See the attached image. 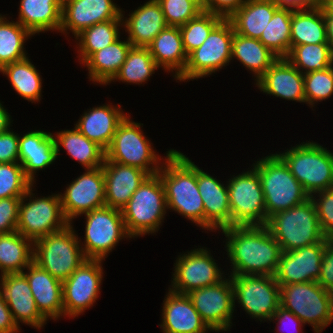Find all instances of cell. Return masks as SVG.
<instances>
[{"instance_id": "cell-1", "label": "cell", "mask_w": 333, "mask_h": 333, "mask_svg": "<svg viewBox=\"0 0 333 333\" xmlns=\"http://www.w3.org/2000/svg\"><path fill=\"white\" fill-rule=\"evenodd\" d=\"M222 233L227 238L230 275L276 274L282 250L266 225L231 226Z\"/></svg>"}, {"instance_id": "cell-2", "label": "cell", "mask_w": 333, "mask_h": 333, "mask_svg": "<svg viewBox=\"0 0 333 333\" xmlns=\"http://www.w3.org/2000/svg\"><path fill=\"white\" fill-rule=\"evenodd\" d=\"M165 189L167 209L204 230V204L197 186V165L184 153L170 149L157 173Z\"/></svg>"}, {"instance_id": "cell-3", "label": "cell", "mask_w": 333, "mask_h": 333, "mask_svg": "<svg viewBox=\"0 0 333 333\" xmlns=\"http://www.w3.org/2000/svg\"><path fill=\"white\" fill-rule=\"evenodd\" d=\"M253 168L258 172L261 180L265 198L266 224L274 214L286 211L310 198L277 153L255 161Z\"/></svg>"}, {"instance_id": "cell-4", "label": "cell", "mask_w": 333, "mask_h": 333, "mask_svg": "<svg viewBox=\"0 0 333 333\" xmlns=\"http://www.w3.org/2000/svg\"><path fill=\"white\" fill-rule=\"evenodd\" d=\"M166 211L165 189L158 174L149 175L121 209L131 238L158 232Z\"/></svg>"}, {"instance_id": "cell-5", "label": "cell", "mask_w": 333, "mask_h": 333, "mask_svg": "<svg viewBox=\"0 0 333 333\" xmlns=\"http://www.w3.org/2000/svg\"><path fill=\"white\" fill-rule=\"evenodd\" d=\"M266 226L284 252L317 244L326 238L321 231L311 197L297 206L274 214Z\"/></svg>"}, {"instance_id": "cell-6", "label": "cell", "mask_w": 333, "mask_h": 333, "mask_svg": "<svg viewBox=\"0 0 333 333\" xmlns=\"http://www.w3.org/2000/svg\"><path fill=\"white\" fill-rule=\"evenodd\" d=\"M311 197L333 188V153L317 142H303L277 153Z\"/></svg>"}, {"instance_id": "cell-7", "label": "cell", "mask_w": 333, "mask_h": 333, "mask_svg": "<svg viewBox=\"0 0 333 333\" xmlns=\"http://www.w3.org/2000/svg\"><path fill=\"white\" fill-rule=\"evenodd\" d=\"M73 225L33 242V262L65 281L86 260Z\"/></svg>"}, {"instance_id": "cell-8", "label": "cell", "mask_w": 333, "mask_h": 333, "mask_svg": "<svg viewBox=\"0 0 333 333\" xmlns=\"http://www.w3.org/2000/svg\"><path fill=\"white\" fill-rule=\"evenodd\" d=\"M280 306L296 315L304 324L321 333L333 321V303L329 291L318 282L280 286Z\"/></svg>"}, {"instance_id": "cell-9", "label": "cell", "mask_w": 333, "mask_h": 333, "mask_svg": "<svg viewBox=\"0 0 333 333\" xmlns=\"http://www.w3.org/2000/svg\"><path fill=\"white\" fill-rule=\"evenodd\" d=\"M32 187H34L33 184L28 188L19 203L16 230L25 238L34 242L45 235L66 228L70 222L64 216L59 194L55 193L51 196L36 198L32 193Z\"/></svg>"}, {"instance_id": "cell-10", "label": "cell", "mask_w": 333, "mask_h": 333, "mask_svg": "<svg viewBox=\"0 0 333 333\" xmlns=\"http://www.w3.org/2000/svg\"><path fill=\"white\" fill-rule=\"evenodd\" d=\"M130 118L127 115L118 126L106 150L105 161L135 166L149 175H155L160 170L162 166L160 161L163 159L159 158L153 150L152 143L141 131V124L133 122Z\"/></svg>"}, {"instance_id": "cell-11", "label": "cell", "mask_w": 333, "mask_h": 333, "mask_svg": "<svg viewBox=\"0 0 333 333\" xmlns=\"http://www.w3.org/2000/svg\"><path fill=\"white\" fill-rule=\"evenodd\" d=\"M84 243L80 245L86 259L105 260L123 238H131L119 209L103 206L84 213Z\"/></svg>"}, {"instance_id": "cell-12", "label": "cell", "mask_w": 333, "mask_h": 333, "mask_svg": "<svg viewBox=\"0 0 333 333\" xmlns=\"http://www.w3.org/2000/svg\"><path fill=\"white\" fill-rule=\"evenodd\" d=\"M234 29L228 19H223L209 34L203 44L188 54L184 72L176 79L194 80L215 74L229 65ZM228 63V64H227Z\"/></svg>"}, {"instance_id": "cell-13", "label": "cell", "mask_w": 333, "mask_h": 333, "mask_svg": "<svg viewBox=\"0 0 333 333\" xmlns=\"http://www.w3.org/2000/svg\"><path fill=\"white\" fill-rule=\"evenodd\" d=\"M227 181L231 226L266 225L265 198L258 172L253 168Z\"/></svg>"}, {"instance_id": "cell-14", "label": "cell", "mask_w": 333, "mask_h": 333, "mask_svg": "<svg viewBox=\"0 0 333 333\" xmlns=\"http://www.w3.org/2000/svg\"><path fill=\"white\" fill-rule=\"evenodd\" d=\"M234 301L252 319L269 321L280 306V286L274 276L230 275Z\"/></svg>"}, {"instance_id": "cell-15", "label": "cell", "mask_w": 333, "mask_h": 333, "mask_svg": "<svg viewBox=\"0 0 333 333\" xmlns=\"http://www.w3.org/2000/svg\"><path fill=\"white\" fill-rule=\"evenodd\" d=\"M204 248L193 249L178 256L174 263L171 288L168 289L179 294H188L192 290L215 285L224 279L225 275L212 258L210 250Z\"/></svg>"}, {"instance_id": "cell-16", "label": "cell", "mask_w": 333, "mask_h": 333, "mask_svg": "<svg viewBox=\"0 0 333 333\" xmlns=\"http://www.w3.org/2000/svg\"><path fill=\"white\" fill-rule=\"evenodd\" d=\"M102 261L86 259L62 282L64 317L74 319L95 304L101 293Z\"/></svg>"}, {"instance_id": "cell-17", "label": "cell", "mask_w": 333, "mask_h": 333, "mask_svg": "<svg viewBox=\"0 0 333 333\" xmlns=\"http://www.w3.org/2000/svg\"><path fill=\"white\" fill-rule=\"evenodd\" d=\"M210 331H229L235 310L231 277L187 294Z\"/></svg>"}, {"instance_id": "cell-18", "label": "cell", "mask_w": 333, "mask_h": 333, "mask_svg": "<svg viewBox=\"0 0 333 333\" xmlns=\"http://www.w3.org/2000/svg\"><path fill=\"white\" fill-rule=\"evenodd\" d=\"M85 171L66 187L63 194H59L64 216L70 224L77 216L106 205L103 168Z\"/></svg>"}, {"instance_id": "cell-19", "label": "cell", "mask_w": 333, "mask_h": 333, "mask_svg": "<svg viewBox=\"0 0 333 333\" xmlns=\"http://www.w3.org/2000/svg\"><path fill=\"white\" fill-rule=\"evenodd\" d=\"M329 245L328 238L292 251H282L277 272L274 275L279 286L286 284L317 282L324 250Z\"/></svg>"}, {"instance_id": "cell-20", "label": "cell", "mask_w": 333, "mask_h": 333, "mask_svg": "<svg viewBox=\"0 0 333 333\" xmlns=\"http://www.w3.org/2000/svg\"><path fill=\"white\" fill-rule=\"evenodd\" d=\"M121 10L112 0H62L59 32L76 37L94 24L122 20Z\"/></svg>"}, {"instance_id": "cell-21", "label": "cell", "mask_w": 333, "mask_h": 333, "mask_svg": "<svg viewBox=\"0 0 333 333\" xmlns=\"http://www.w3.org/2000/svg\"><path fill=\"white\" fill-rule=\"evenodd\" d=\"M0 290L19 328L20 322L38 330L47 324L36 307L29 282L23 273L0 276Z\"/></svg>"}, {"instance_id": "cell-22", "label": "cell", "mask_w": 333, "mask_h": 333, "mask_svg": "<svg viewBox=\"0 0 333 333\" xmlns=\"http://www.w3.org/2000/svg\"><path fill=\"white\" fill-rule=\"evenodd\" d=\"M197 186L204 204V229L216 231L231 227L227 185L197 166Z\"/></svg>"}, {"instance_id": "cell-23", "label": "cell", "mask_w": 333, "mask_h": 333, "mask_svg": "<svg viewBox=\"0 0 333 333\" xmlns=\"http://www.w3.org/2000/svg\"><path fill=\"white\" fill-rule=\"evenodd\" d=\"M255 84L267 95L306 103L304 74L286 58H278Z\"/></svg>"}, {"instance_id": "cell-24", "label": "cell", "mask_w": 333, "mask_h": 333, "mask_svg": "<svg viewBox=\"0 0 333 333\" xmlns=\"http://www.w3.org/2000/svg\"><path fill=\"white\" fill-rule=\"evenodd\" d=\"M106 206L121 210L149 174L135 166L104 161Z\"/></svg>"}, {"instance_id": "cell-25", "label": "cell", "mask_w": 333, "mask_h": 333, "mask_svg": "<svg viewBox=\"0 0 333 333\" xmlns=\"http://www.w3.org/2000/svg\"><path fill=\"white\" fill-rule=\"evenodd\" d=\"M22 273L29 282L32 296L40 314L48 321L64 317L62 282L33 261Z\"/></svg>"}, {"instance_id": "cell-26", "label": "cell", "mask_w": 333, "mask_h": 333, "mask_svg": "<svg viewBox=\"0 0 333 333\" xmlns=\"http://www.w3.org/2000/svg\"><path fill=\"white\" fill-rule=\"evenodd\" d=\"M162 309L163 333H206L208 326L194 308L187 294H179L169 289Z\"/></svg>"}, {"instance_id": "cell-27", "label": "cell", "mask_w": 333, "mask_h": 333, "mask_svg": "<svg viewBox=\"0 0 333 333\" xmlns=\"http://www.w3.org/2000/svg\"><path fill=\"white\" fill-rule=\"evenodd\" d=\"M129 14V18L124 19L123 10H121L123 27L128 33L127 40L133 47H148L154 38L168 26L157 0L147 1Z\"/></svg>"}, {"instance_id": "cell-28", "label": "cell", "mask_w": 333, "mask_h": 333, "mask_svg": "<svg viewBox=\"0 0 333 333\" xmlns=\"http://www.w3.org/2000/svg\"><path fill=\"white\" fill-rule=\"evenodd\" d=\"M127 114L121 110V105L103 104L85 111L75 124V128L106 151Z\"/></svg>"}, {"instance_id": "cell-29", "label": "cell", "mask_w": 333, "mask_h": 333, "mask_svg": "<svg viewBox=\"0 0 333 333\" xmlns=\"http://www.w3.org/2000/svg\"><path fill=\"white\" fill-rule=\"evenodd\" d=\"M57 159L53 134L44 131H30L19 135V163L25 176L34 184L37 171L50 166Z\"/></svg>"}, {"instance_id": "cell-30", "label": "cell", "mask_w": 333, "mask_h": 333, "mask_svg": "<svg viewBox=\"0 0 333 333\" xmlns=\"http://www.w3.org/2000/svg\"><path fill=\"white\" fill-rule=\"evenodd\" d=\"M147 48L157 65L165 72H173L175 79L184 72L188 55L183 46L179 27L167 26Z\"/></svg>"}, {"instance_id": "cell-31", "label": "cell", "mask_w": 333, "mask_h": 333, "mask_svg": "<svg viewBox=\"0 0 333 333\" xmlns=\"http://www.w3.org/2000/svg\"><path fill=\"white\" fill-rule=\"evenodd\" d=\"M62 0H20L18 20L33 35L45 31H59Z\"/></svg>"}, {"instance_id": "cell-32", "label": "cell", "mask_w": 333, "mask_h": 333, "mask_svg": "<svg viewBox=\"0 0 333 333\" xmlns=\"http://www.w3.org/2000/svg\"><path fill=\"white\" fill-rule=\"evenodd\" d=\"M132 44L120 37L100 51L92 53L82 64L88 68L90 81L100 85H109V82L119 72L126 60Z\"/></svg>"}, {"instance_id": "cell-33", "label": "cell", "mask_w": 333, "mask_h": 333, "mask_svg": "<svg viewBox=\"0 0 333 333\" xmlns=\"http://www.w3.org/2000/svg\"><path fill=\"white\" fill-rule=\"evenodd\" d=\"M278 8V4L272 0H246L228 20L234 33L259 39Z\"/></svg>"}, {"instance_id": "cell-34", "label": "cell", "mask_w": 333, "mask_h": 333, "mask_svg": "<svg viewBox=\"0 0 333 333\" xmlns=\"http://www.w3.org/2000/svg\"><path fill=\"white\" fill-rule=\"evenodd\" d=\"M53 134L57 149V157L60 148L63 147L67 153L77 160L84 169L102 167L106 158V151L95 142L85 137L78 129L62 130Z\"/></svg>"}, {"instance_id": "cell-35", "label": "cell", "mask_w": 333, "mask_h": 333, "mask_svg": "<svg viewBox=\"0 0 333 333\" xmlns=\"http://www.w3.org/2000/svg\"><path fill=\"white\" fill-rule=\"evenodd\" d=\"M233 58L253 72L256 82L279 57L259 39L234 33L231 49V59Z\"/></svg>"}, {"instance_id": "cell-36", "label": "cell", "mask_w": 333, "mask_h": 333, "mask_svg": "<svg viewBox=\"0 0 333 333\" xmlns=\"http://www.w3.org/2000/svg\"><path fill=\"white\" fill-rule=\"evenodd\" d=\"M328 43L324 9L318 5L311 10H293L291 46Z\"/></svg>"}, {"instance_id": "cell-37", "label": "cell", "mask_w": 333, "mask_h": 333, "mask_svg": "<svg viewBox=\"0 0 333 333\" xmlns=\"http://www.w3.org/2000/svg\"><path fill=\"white\" fill-rule=\"evenodd\" d=\"M33 261V242L17 230L0 234V276L22 273Z\"/></svg>"}, {"instance_id": "cell-38", "label": "cell", "mask_w": 333, "mask_h": 333, "mask_svg": "<svg viewBox=\"0 0 333 333\" xmlns=\"http://www.w3.org/2000/svg\"><path fill=\"white\" fill-rule=\"evenodd\" d=\"M0 72L6 75L13 89L29 102H40L42 78L29 57L4 65Z\"/></svg>"}, {"instance_id": "cell-39", "label": "cell", "mask_w": 333, "mask_h": 333, "mask_svg": "<svg viewBox=\"0 0 333 333\" xmlns=\"http://www.w3.org/2000/svg\"><path fill=\"white\" fill-rule=\"evenodd\" d=\"M119 27H123L122 20H108L94 24L77 35L75 40L79 39L77 43L79 62L82 64L92 53L116 41L120 37Z\"/></svg>"}, {"instance_id": "cell-40", "label": "cell", "mask_w": 333, "mask_h": 333, "mask_svg": "<svg viewBox=\"0 0 333 333\" xmlns=\"http://www.w3.org/2000/svg\"><path fill=\"white\" fill-rule=\"evenodd\" d=\"M0 14V69L9 63L27 58L24 44L33 34L19 22Z\"/></svg>"}, {"instance_id": "cell-41", "label": "cell", "mask_w": 333, "mask_h": 333, "mask_svg": "<svg viewBox=\"0 0 333 333\" xmlns=\"http://www.w3.org/2000/svg\"><path fill=\"white\" fill-rule=\"evenodd\" d=\"M292 13V9L278 8L259 38L279 58H285L291 48Z\"/></svg>"}, {"instance_id": "cell-42", "label": "cell", "mask_w": 333, "mask_h": 333, "mask_svg": "<svg viewBox=\"0 0 333 333\" xmlns=\"http://www.w3.org/2000/svg\"><path fill=\"white\" fill-rule=\"evenodd\" d=\"M158 69L159 66L147 47L132 46L119 72L109 83L119 80L129 84L140 85L146 83L150 76L155 73V70Z\"/></svg>"}, {"instance_id": "cell-43", "label": "cell", "mask_w": 333, "mask_h": 333, "mask_svg": "<svg viewBox=\"0 0 333 333\" xmlns=\"http://www.w3.org/2000/svg\"><path fill=\"white\" fill-rule=\"evenodd\" d=\"M285 58L303 74L333 66V55L328 43L291 46Z\"/></svg>"}, {"instance_id": "cell-44", "label": "cell", "mask_w": 333, "mask_h": 333, "mask_svg": "<svg viewBox=\"0 0 333 333\" xmlns=\"http://www.w3.org/2000/svg\"><path fill=\"white\" fill-rule=\"evenodd\" d=\"M224 18L211 12L202 11L195 18L180 26L183 46L187 55L200 47L210 32Z\"/></svg>"}, {"instance_id": "cell-45", "label": "cell", "mask_w": 333, "mask_h": 333, "mask_svg": "<svg viewBox=\"0 0 333 333\" xmlns=\"http://www.w3.org/2000/svg\"><path fill=\"white\" fill-rule=\"evenodd\" d=\"M32 184L19 162L0 163V199L23 197Z\"/></svg>"}, {"instance_id": "cell-46", "label": "cell", "mask_w": 333, "mask_h": 333, "mask_svg": "<svg viewBox=\"0 0 333 333\" xmlns=\"http://www.w3.org/2000/svg\"><path fill=\"white\" fill-rule=\"evenodd\" d=\"M306 104L311 108L316 103L333 95V67L323 71H313L304 74Z\"/></svg>"}, {"instance_id": "cell-47", "label": "cell", "mask_w": 333, "mask_h": 333, "mask_svg": "<svg viewBox=\"0 0 333 333\" xmlns=\"http://www.w3.org/2000/svg\"><path fill=\"white\" fill-rule=\"evenodd\" d=\"M168 26L180 27L202 12L189 0H157Z\"/></svg>"}, {"instance_id": "cell-48", "label": "cell", "mask_w": 333, "mask_h": 333, "mask_svg": "<svg viewBox=\"0 0 333 333\" xmlns=\"http://www.w3.org/2000/svg\"><path fill=\"white\" fill-rule=\"evenodd\" d=\"M311 198L316 207L318 221L323 235L326 238L333 236V188L314 193Z\"/></svg>"}, {"instance_id": "cell-49", "label": "cell", "mask_w": 333, "mask_h": 333, "mask_svg": "<svg viewBox=\"0 0 333 333\" xmlns=\"http://www.w3.org/2000/svg\"><path fill=\"white\" fill-rule=\"evenodd\" d=\"M21 198L8 197L0 199V234L16 231Z\"/></svg>"}, {"instance_id": "cell-50", "label": "cell", "mask_w": 333, "mask_h": 333, "mask_svg": "<svg viewBox=\"0 0 333 333\" xmlns=\"http://www.w3.org/2000/svg\"><path fill=\"white\" fill-rule=\"evenodd\" d=\"M19 162V134L10 128L0 134V163Z\"/></svg>"}, {"instance_id": "cell-51", "label": "cell", "mask_w": 333, "mask_h": 333, "mask_svg": "<svg viewBox=\"0 0 333 333\" xmlns=\"http://www.w3.org/2000/svg\"><path fill=\"white\" fill-rule=\"evenodd\" d=\"M329 245L324 250L318 283L329 291L333 303V236L328 238Z\"/></svg>"}, {"instance_id": "cell-52", "label": "cell", "mask_w": 333, "mask_h": 333, "mask_svg": "<svg viewBox=\"0 0 333 333\" xmlns=\"http://www.w3.org/2000/svg\"><path fill=\"white\" fill-rule=\"evenodd\" d=\"M246 0H207L206 11L228 19Z\"/></svg>"}, {"instance_id": "cell-53", "label": "cell", "mask_w": 333, "mask_h": 333, "mask_svg": "<svg viewBox=\"0 0 333 333\" xmlns=\"http://www.w3.org/2000/svg\"><path fill=\"white\" fill-rule=\"evenodd\" d=\"M274 320H276V322H277V325H278L277 331L280 330V333H284L283 329H286L287 327H292V328L295 327V329H297V330H294V331H296L295 333H301V331H302L301 326L305 325L303 323V321L300 320L291 311H288L281 306L278 307L277 311L273 314L272 318L269 321L271 322ZM289 324H290V326H289ZM279 325H281V326H279ZM281 327H282V329H281ZM289 329H286L285 332H287ZM281 330H283V332ZM299 330H301V331H299ZM291 333H293V332L291 331Z\"/></svg>"}, {"instance_id": "cell-54", "label": "cell", "mask_w": 333, "mask_h": 333, "mask_svg": "<svg viewBox=\"0 0 333 333\" xmlns=\"http://www.w3.org/2000/svg\"><path fill=\"white\" fill-rule=\"evenodd\" d=\"M20 330L0 290V333H18Z\"/></svg>"}, {"instance_id": "cell-55", "label": "cell", "mask_w": 333, "mask_h": 333, "mask_svg": "<svg viewBox=\"0 0 333 333\" xmlns=\"http://www.w3.org/2000/svg\"><path fill=\"white\" fill-rule=\"evenodd\" d=\"M279 8L292 10H311L319 5V0H272Z\"/></svg>"}, {"instance_id": "cell-56", "label": "cell", "mask_w": 333, "mask_h": 333, "mask_svg": "<svg viewBox=\"0 0 333 333\" xmlns=\"http://www.w3.org/2000/svg\"><path fill=\"white\" fill-rule=\"evenodd\" d=\"M11 118L10 114L0 102V134L10 128L12 125L11 122H13Z\"/></svg>"}, {"instance_id": "cell-57", "label": "cell", "mask_w": 333, "mask_h": 333, "mask_svg": "<svg viewBox=\"0 0 333 333\" xmlns=\"http://www.w3.org/2000/svg\"><path fill=\"white\" fill-rule=\"evenodd\" d=\"M324 20L326 24L328 44L330 45L331 52L333 55V15H329L324 10Z\"/></svg>"}, {"instance_id": "cell-58", "label": "cell", "mask_w": 333, "mask_h": 333, "mask_svg": "<svg viewBox=\"0 0 333 333\" xmlns=\"http://www.w3.org/2000/svg\"><path fill=\"white\" fill-rule=\"evenodd\" d=\"M319 5L329 14L333 15V0H320Z\"/></svg>"}, {"instance_id": "cell-59", "label": "cell", "mask_w": 333, "mask_h": 333, "mask_svg": "<svg viewBox=\"0 0 333 333\" xmlns=\"http://www.w3.org/2000/svg\"><path fill=\"white\" fill-rule=\"evenodd\" d=\"M194 3L201 11H206L207 0H189Z\"/></svg>"}]
</instances>
